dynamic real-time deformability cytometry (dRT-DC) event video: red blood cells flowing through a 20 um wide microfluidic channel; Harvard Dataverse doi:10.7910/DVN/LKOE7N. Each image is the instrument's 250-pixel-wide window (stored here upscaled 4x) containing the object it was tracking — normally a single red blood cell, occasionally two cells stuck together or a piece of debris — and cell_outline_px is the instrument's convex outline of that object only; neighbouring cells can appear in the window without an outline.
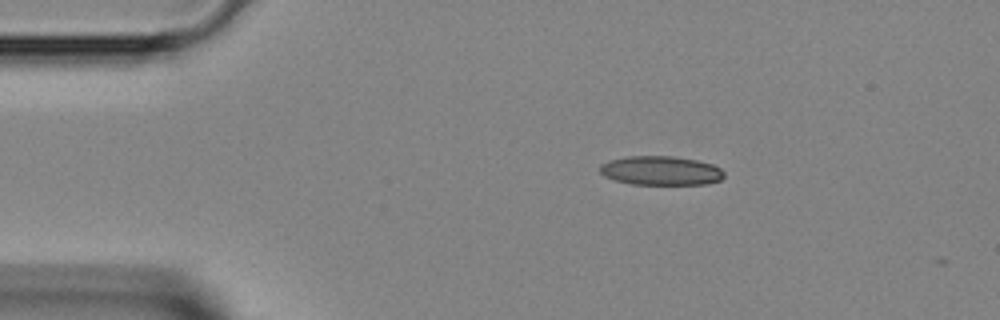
{"species": "Egyptian fruit bat (a non-hibernating species)", "species_latin": "Rousettus aegyptiacus", "temperature_condition": "room temperature", "stored_images_in_passage": 2, "camera_frame_rate_fps": 3000, "um_per_image_px": 0.085, "animal": {"sex": "female"}, "frame": {"image": 1, "passage_image": 1, "time_ms": 0.0, "image_size_px": [1000, 320], "cell_outline_px": [[724, 176], [720, 180], [708, 184], [632, 184], [616, 180], [604, 176], [600, 172], [600, 164], [612, 160], [628, 156], [672, 156], [696, 160], [712, 164], [720, 168], [724, 172]], "centroid_in_image_um": [56.19, 14.5], "position_along_channel_um": 28.8, "area_um2": 20.92}}